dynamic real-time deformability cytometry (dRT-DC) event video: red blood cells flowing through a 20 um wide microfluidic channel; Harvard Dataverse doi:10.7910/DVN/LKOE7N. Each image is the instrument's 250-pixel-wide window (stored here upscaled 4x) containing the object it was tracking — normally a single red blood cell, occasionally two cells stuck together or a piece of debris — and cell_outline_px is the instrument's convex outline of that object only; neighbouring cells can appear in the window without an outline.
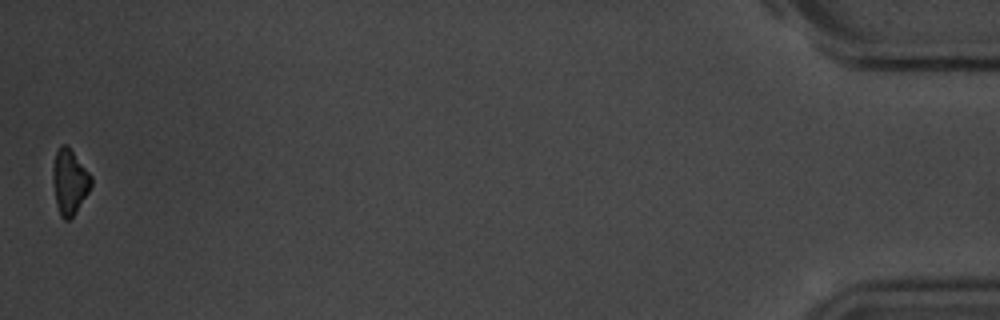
{"species": "common noctule bat (a hibernating species)", "species_latin": "Nyctalus noctula", "temperature_condition": "room temperature", "stored_images_in_passage": 41, "camera_frame_rate_fps": 3000, "um_per_image_px": 0.085, "animal": {"sex": "male", "body_mass_g": 20.1, "forearm_length_mm": 53.5}, "frame": {"image": 1, "passage_image": 41, "time_ms": 13.333, "image_size_px": [1000, 320], "cell_outline_px": [[92, 184], [88, 192], [76, 212], [68, 220], [64, 220], [60, 216], [56, 204], [52, 184], [52, 164], [56, 152], [60, 144], [64, 144], [72, 152], [92, 176]], "centroid_in_image_um": [5.88, 15.47], "position_along_channel_um": 429.3, "area_um2": 14.51}, "authors_computed_cell_mechanics": {"area_um2": 15.8372, "velocity_mm_per_s": 3.6424, "shape_relaxation_time_tau1_ms": 2.0626, "shape_relaxation_time_tau2_ms": 8.7919, "deformation_change_tau1": 0.1398, "deformation_change_tau2": 0.14}}